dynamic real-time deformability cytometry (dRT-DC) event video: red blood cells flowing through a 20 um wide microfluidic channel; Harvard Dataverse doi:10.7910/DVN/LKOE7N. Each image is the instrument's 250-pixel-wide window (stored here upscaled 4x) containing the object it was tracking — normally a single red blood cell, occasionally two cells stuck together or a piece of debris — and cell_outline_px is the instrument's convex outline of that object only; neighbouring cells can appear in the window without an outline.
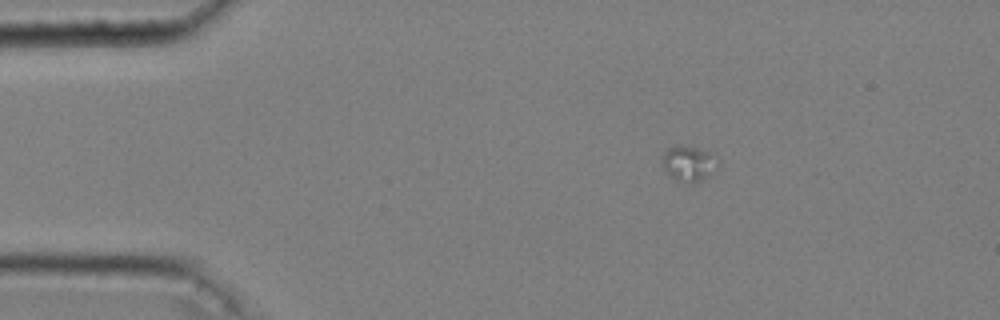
{"species": "common noctule bat (a hibernating species)", "species_latin": "Nyctalus noctula", "temperature_condition": "cold", "stored_images_in_passage": 10, "camera_frame_rate_fps": 3000, "um_per_image_px": 0.085, "animal": {"sex": "male", "body_mass_g": 20.4}, "frame": {"image": 1, "passage_image": 1, "time_ms": 0.0, "image_size_px": [1000, 320], "cell_outline_px": [[712, 164], [704, 176], [692, 184], [688, 184], [676, 180], [664, 168], [664, 152], [668, 148], [676, 144], [680, 144], [708, 152], [712, 160]], "centroid_in_image_um": [58.37, 13.87], "position_along_channel_um": 26.6, "area_um2": 10.23}}